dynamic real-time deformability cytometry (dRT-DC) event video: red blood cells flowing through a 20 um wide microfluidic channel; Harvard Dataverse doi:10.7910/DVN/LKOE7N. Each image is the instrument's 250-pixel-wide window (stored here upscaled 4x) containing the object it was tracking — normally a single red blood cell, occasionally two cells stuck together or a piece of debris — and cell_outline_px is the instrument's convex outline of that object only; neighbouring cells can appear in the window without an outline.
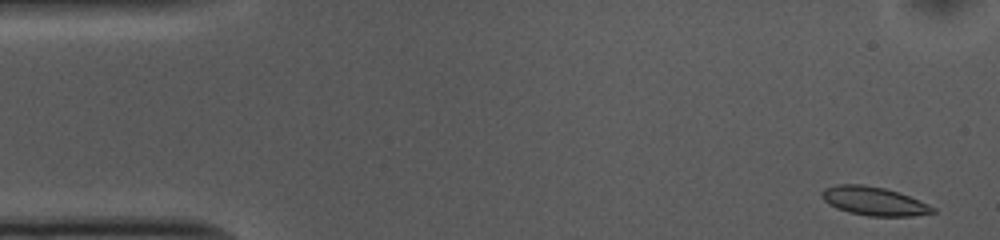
{"species": "common noctule bat (a hibernating species)", "species_latin": "Nyctalus noctula", "temperature_condition": "cold", "stored_images_in_passage": 51, "camera_frame_rate_fps": 3000, "um_per_image_px": 0.085, "animal": {"sex": "female", "body_mass_g": 10.0, "forearm_length_mm": 53.1}, "frame": {"image": 1, "passage_image": 1, "time_ms": 0.0, "image_size_px": [1000, 240], "cell_outline_px": [[936, 212], [912, 216], [868, 216], [848, 212], [836, 208], [828, 204], [820, 196], [820, 192], [824, 188], [836, 184], [864, 184], [884, 188], [900, 192], [928, 204], [936, 208]], "centroid_in_image_um": [74.25, 17.09], "position_along_channel_um": 10.7, "area_um2": 18.73}}
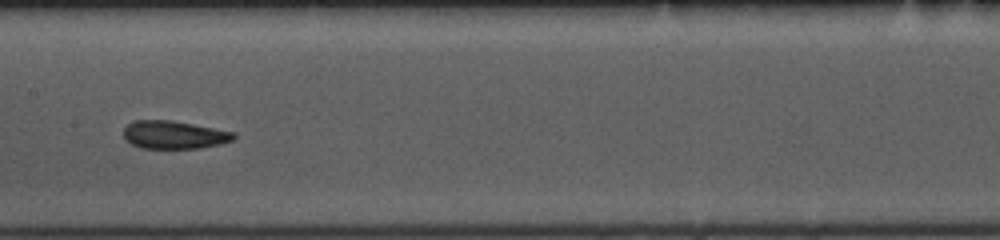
{"frame": {"image": 2, "passage_image": 24, "time_ms": 7.667, "image_size_px": [1000, 240], "cell_outline_px": [[236, 136], [232, 140], [220, 144], [200, 148], [140, 148], [124, 140], [124, 128], [132, 120], [172, 120], [236, 132]], "centroid_in_image_um": [14.78, 11.45], "position_along_channel_um": 192.6, "area_um2": 18.09}}
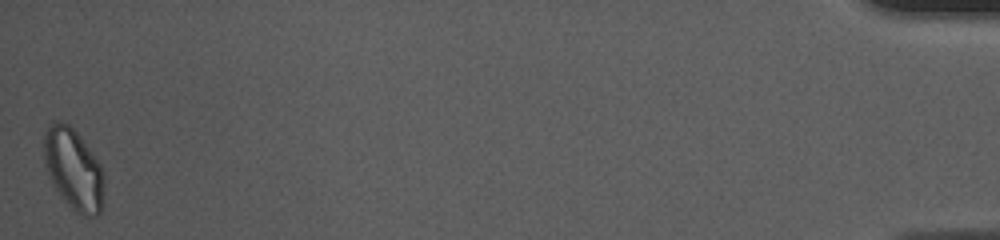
{"frame": {"image": 3, "passage_image": 51, "time_ms": 16.667, "image_size_px": [1000, 240], "cell_outline_px": [[104, 204], [100, 212], [96, 216], [84, 216], [76, 212], [72, 208], [56, 188], [44, 164], [44, 132], [52, 124], [68, 124], [80, 136], [100, 164], [104, 176]], "centroid_in_image_um": [6.3, 14.43], "position_along_channel_um": 428.9, "area_um2": 27.92}, "authors_computed_cell_mechanics": {"area_um2": 18.5538, "velocity_mm_per_s": 3.7272, "shape_relaxation_time_tau1_ms": 10.0068, "shape_relaxation_time_tau2_ms": 3.8982, "deformation_change_tau1": 0.1851, "deformation_change_tau2": 0.0948}}